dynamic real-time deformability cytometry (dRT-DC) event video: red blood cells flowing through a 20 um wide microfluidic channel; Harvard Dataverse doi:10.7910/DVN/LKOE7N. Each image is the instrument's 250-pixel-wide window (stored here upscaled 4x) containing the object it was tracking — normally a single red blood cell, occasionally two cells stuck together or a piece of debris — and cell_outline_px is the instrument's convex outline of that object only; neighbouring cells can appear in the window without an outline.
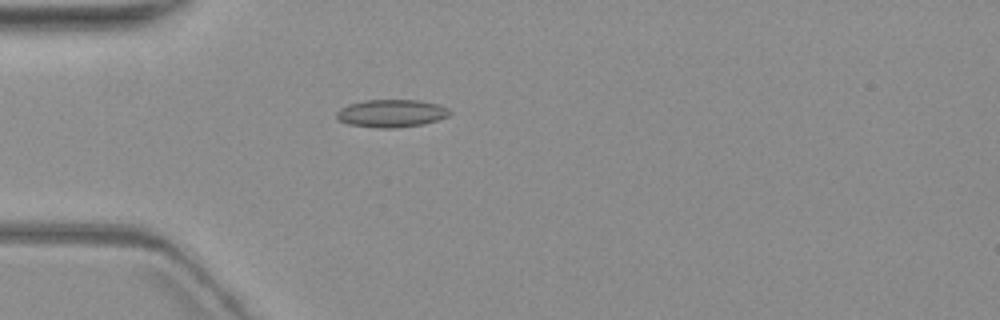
{"species": "common noctule bat (a hibernating species)", "species_latin": "Nyctalus noctula", "temperature_condition": "warm", "stored_images_in_passage": 5, "camera_frame_rate_fps": 3000, "um_per_image_px": 0.085, "animal": {"sex": "female", "body_mass_g": 19.3, "forearm_length_mm": 54.1}, "frame": {"image": 1, "passage_image": 4, "time_ms": 5.333, "image_size_px": [1000, 320], "cell_outline_px": [[452, 112], [448, 116], [424, 124], [396, 128], [380, 128], [348, 124], [340, 120], [336, 116], [336, 112], [340, 108], [348, 104], [364, 100], [420, 100], [436, 104], [448, 108]], "centroid_in_image_um": [33.26, 9.63], "position_along_channel_um": 51.7, "area_um2": 18.26}}